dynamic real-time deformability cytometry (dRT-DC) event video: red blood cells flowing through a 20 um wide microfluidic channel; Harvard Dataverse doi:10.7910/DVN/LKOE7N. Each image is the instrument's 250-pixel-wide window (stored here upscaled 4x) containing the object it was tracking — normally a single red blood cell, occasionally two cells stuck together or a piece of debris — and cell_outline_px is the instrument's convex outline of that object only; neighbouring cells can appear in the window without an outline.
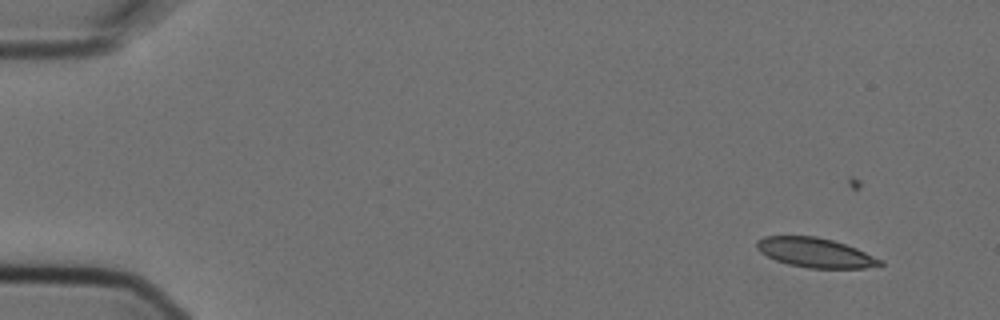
{"species": "Egyptian fruit bat (a non-hibernating species)", "species_latin": "Rousettus aegyptiacus", "temperature_condition": "cold", "stored_images_in_passage": 5, "camera_frame_rate_fps": 3000, "um_per_image_px": 0.085, "animal": {"sex": "female"}, "frame": {"image": 1, "passage_image": 1, "time_ms": 0.0, "image_size_px": [1000, 320], "cell_outline_px": [[884, 264], [864, 268], [808, 268], [788, 264], [776, 260], [760, 252], [756, 248], [756, 240], [764, 236], [816, 236], [832, 240], [856, 248], [884, 260]], "centroid_in_image_um": [69.29, 21.47], "position_along_channel_um": 15.7, "area_um2": 21.21}}
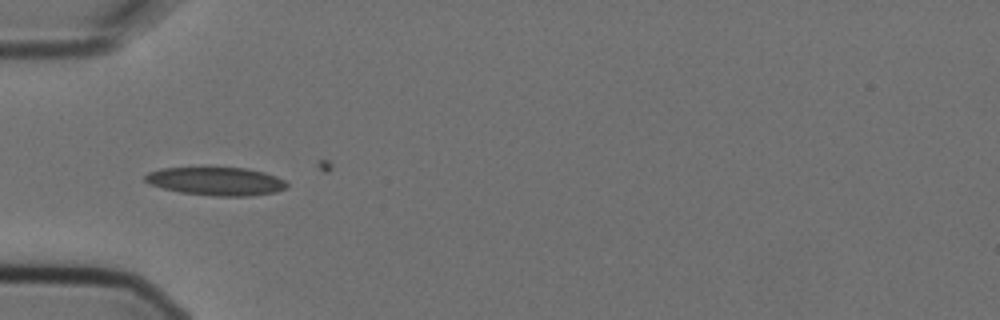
{"frame": {"image": 2, "passage_image": 4, "time_ms": 1.0, "image_size_px": [1000, 320], "cell_outline_px": [[288, 184], [284, 188], [276, 192], [252, 196], [212, 196], [180, 192], [148, 184], [144, 180], [144, 176], [148, 172], [160, 168], [244, 168], [264, 172], [276, 176], [284, 180]], "centroid_in_image_um": [18.35, 15.41], "position_along_channel_um": 66.6, "area_um2": 23.29}}